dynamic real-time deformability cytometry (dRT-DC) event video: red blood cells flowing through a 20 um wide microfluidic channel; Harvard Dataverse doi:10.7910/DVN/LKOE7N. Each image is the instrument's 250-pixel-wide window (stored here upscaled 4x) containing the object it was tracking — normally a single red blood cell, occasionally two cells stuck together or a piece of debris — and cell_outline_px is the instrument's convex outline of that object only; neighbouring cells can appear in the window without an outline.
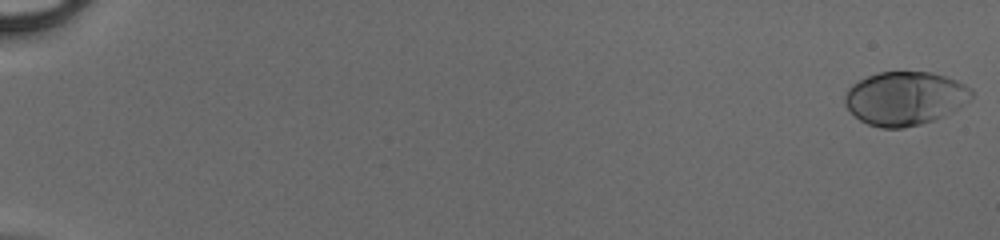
{"species": "human", "species_latin": "Homo sapiens", "temperature_condition": "cold", "stored_images_in_passage": 50, "camera_frame_rate_fps": 3000, "um_per_image_px": 0.085, "donor": {"sex": "male"}, "frame": {"image": 1, "passage_image": 1, "time_ms": 0.0, "image_size_px": [1000, 240], "cell_outline_px": [[972, 96], [956, 108], [932, 120], [920, 124], [904, 128], [880, 128], [868, 124], [860, 120], [844, 104], [844, 96], [848, 88], [852, 84], [868, 76], [880, 72], [932, 72], [956, 80], [972, 88]], "centroid_in_image_um": [76.87, 8.35], "position_along_channel_um": 8.1, "area_um2": 39.07}}
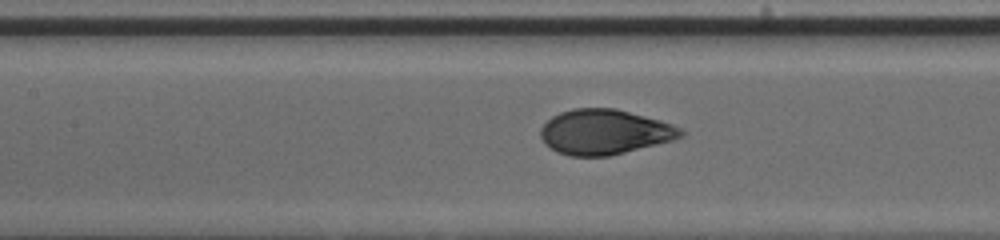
{"frame": {"image": 2, "passage_image": 26, "time_ms": 8.333, "image_size_px": [1000, 240], "cell_outline_px": [[684, 136], [672, 140], [608, 156], [568, 156], [556, 152], [544, 144], [540, 136], [540, 128], [552, 116], [560, 112], [572, 108], [616, 108], [660, 120], [684, 128]], "centroid_in_image_um": [51.36, 11.21], "position_along_channel_um": 156.0, "area_um2": 36.93}}
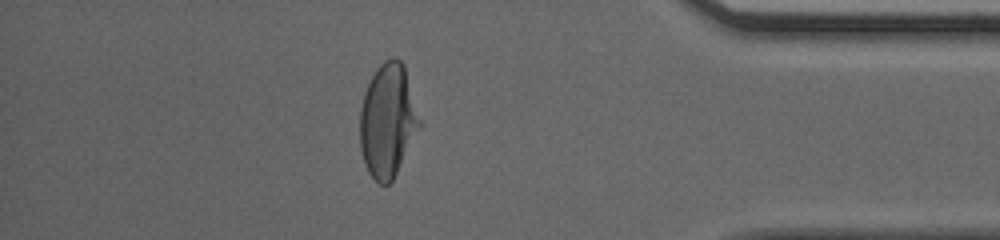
{"frame": {"image": 3, "passage_image": 45, "time_ms": 14.667, "image_size_px": [1000, 240], "cell_outline_px": [[420, 128], [392, 180], [388, 184], [380, 184], [368, 172], [364, 164], [360, 148], [360, 108], [364, 92], [376, 68], [384, 60], [392, 56], [400, 60], [404, 64], [420, 120]], "centroid_in_image_um": [32.94, 10.23], "position_along_channel_um": 402.3, "area_um2": 39.19}}